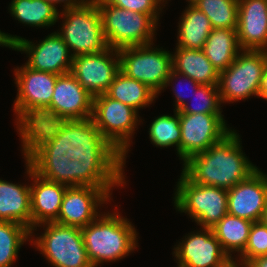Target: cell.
Returning <instances> with one entry per match:
<instances>
[{
  "label": "cell",
  "mask_w": 267,
  "mask_h": 267,
  "mask_svg": "<svg viewBox=\"0 0 267 267\" xmlns=\"http://www.w3.org/2000/svg\"><path fill=\"white\" fill-rule=\"evenodd\" d=\"M19 137L22 152H66L67 159L90 164L112 187L126 183L124 156L102 136L92 118L31 123Z\"/></svg>",
  "instance_id": "6da1fadb"
},
{
  "label": "cell",
  "mask_w": 267,
  "mask_h": 267,
  "mask_svg": "<svg viewBox=\"0 0 267 267\" xmlns=\"http://www.w3.org/2000/svg\"><path fill=\"white\" fill-rule=\"evenodd\" d=\"M239 134L233 129L206 151L183 162L182 172L194 183L230 189L258 167L243 153Z\"/></svg>",
  "instance_id": "7a4b0ae2"
},
{
  "label": "cell",
  "mask_w": 267,
  "mask_h": 267,
  "mask_svg": "<svg viewBox=\"0 0 267 267\" xmlns=\"http://www.w3.org/2000/svg\"><path fill=\"white\" fill-rule=\"evenodd\" d=\"M81 231L87 256L93 267L123 259L138 246L134 225L119 212H104L81 228Z\"/></svg>",
  "instance_id": "3957f363"
},
{
  "label": "cell",
  "mask_w": 267,
  "mask_h": 267,
  "mask_svg": "<svg viewBox=\"0 0 267 267\" xmlns=\"http://www.w3.org/2000/svg\"><path fill=\"white\" fill-rule=\"evenodd\" d=\"M101 12L108 47L120 49L153 43L158 22L149 14L122 9L106 0H94Z\"/></svg>",
  "instance_id": "277c9868"
},
{
  "label": "cell",
  "mask_w": 267,
  "mask_h": 267,
  "mask_svg": "<svg viewBox=\"0 0 267 267\" xmlns=\"http://www.w3.org/2000/svg\"><path fill=\"white\" fill-rule=\"evenodd\" d=\"M60 14L64 19L61 32L57 33L67 44L72 57L99 53L108 48L101 12L94 0L77 8L63 9Z\"/></svg>",
  "instance_id": "5b68a950"
},
{
  "label": "cell",
  "mask_w": 267,
  "mask_h": 267,
  "mask_svg": "<svg viewBox=\"0 0 267 267\" xmlns=\"http://www.w3.org/2000/svg\"><path fill=\"white\" fill-rule=\"evenodd\" d=\"M174 195L175 209L189 215L201 227L212 228L228 213L227 189L196 184L183 172Z\"/></svg>",
  "instance_id": "8992f818"
},
{
  "label": "cell",
  "mask_w": 267,
  "mask_h": 267,
  "mask_svg": "<svg viewBox=\"0 0 267 267\" xmlns=\"http://www.w3.org/2000/svg\"><path fill=\"white\" fill-rule=\"evenodd\" d=\"M267 66V51L242 49L234 62L219 73V93L222 103H233L255 95L260 98V87Z\"/></svg>",
  "instance_id": "52a82bcc"
},
{
  "label": "cell",
  "mask_w": 267,
  "mask_h": 267,
  "mask_svg": "<svg viewBox=\"0 0 267 267\" xmlns=\"http://www.w3.org/2000/svg\"><path fill=\"white\" fill-rule=\"evenodd\" d=\"M46 226L44 233L30 242L44 255L54 267H93L88 259L81 228L46 222L36 225ZM33 241V242H32Z\"/></svg>",
  "instance_id": "ba28073f"
},
{
  "label": "cell",
  "mask_w": 267,
  "mask_h": 267,
  "mask_svg": "<svg viewBox=\"0 0 267 267\" xmlns=\"http://www.w3.org/2000/svg\"><path fill=\"white\" fill-rule=\"evenodd\" d=\"M17 97L13 110L17 130L31 124L50 104L59 75L38 71L26 65L14 70Z\"/></svg>",
  "instance_id": "9c48e42d"
},
{
  "label": "cell",
  "mask_w": 267,
  "mask_h": 267,
  "mask_svg": "<svg viewBox=\"0 0 267 267\" xmlns=\"http://www.w3.org/2000/svg\"><path fill=\"white\" fill-rule=\"evenodd\" d=\"M33 171L47 180L71 186L113 188L90 164L67 159L66 152H23Z\"/></svg>",
  "instance_id": "30bf717a"
},
{
  "label": "cell",
  "mask_w": 267,
  "mask_h": 267,
  "mask_svg": "<svg viewBox=\"0 0 267 267\" xmlns=\"http://www.w3.org/2000/svg\"><path fill=\"white\" fill-rule=\"evenodd\" d=\"M91 118L102 136L124 156L125 165L130 140L142 120L138 111L104 93L93 97Z\"/></svg>",
  "instance_id": "8fae6325"
},
{
  "label": "cell",
  "mask_w": 267,
  "mask_h": 267,
  "mask_svg": "<svg viewBox=\"0 0 267 267\" xmlns=\"http://www.w3.org/2000/svg\"><path fill=\"white\" fill-rule=\"evenodd\" d=\"M154 43L118 49L120 71L147 85L157 95L164 90L172 66V53Z\"/></svg>",
  "instance_id": "7c38bea8"
},
{
  "label": "cell",
  "mask_w": 267,
  "mask_h": 267,
  "mask_svg": "<svg viewBox=\"0 0 267 267\" xmlns=\"http://www.w3.org/2000/svg\"><path fill=\"white\" fill-rule=\"evenodd\" d=\"M92 107L93 96L68 72L57 77L51 104L32 123L91 118Z\"/></svg>",
  "instance_id": "4fadbf2b"
},
{
  "label": "cell",
  "mask_w": 267,
  "mask_h": 267,
  "mask_svg": "<svg viewBox=\"0 0 267 267\" xmlns=\"http://www.w3.org/2000/svg\"><path fill=\"white\" fill-rule=\"evenodd\" d=\"M223 114H179L181 160L206 151L233 129L226 126Z\"/></svg>",
  "instance_id": "5bb4252c"
},
{
  "label": "cell",
  "mask_w": 267,
  "mask_h": 267,
  "mask_svg": "<svg viewBox=\"0 0 267 267\" xmlns=\"http://www.w3.org/2000/svg\"><path fill=\"white\" fill-rule=\"evenodd\" d=\"M119 71L118 49L73 57L71 73L93 97L104 94Z\"/></svg>",
  "instance_id": "9a60e30c"
},
{
  "label": "cell",
  "mask_w": 267,
  "mask_h": 267,
  "mask_svg": "<svg viewBox=\"0 0 267 267\" xmlns=\"http://www.w3.org/2000/svg\"><path fill=\"white\" fill-rule=\"evenodd\" d=\"M112 189L92 186L67 187L60 213L54 222L78 228L87 226L100 215L98 207L105 203L107 205V201H110Z\"/></svg>",
  "instance_id": "2e32d148"
},
{
  "label": "cell",
  "mask_w": 267,
  "mask_h": 267,
  "mask_svg": "<svg viewBox=\"0 0 267 267\" xmlns=\"http://www.w3.org/2000/svg\"><path fill=\"white\" fill-rule=\"evenodd\" d=\"M11 48L28 55L25 65L29 68L57 75L71 72L73 57L56 31L37 44L20 37Z\"/></svg>",
  "instance_id": "e0dca14e"
},
{
  "label": "cell",
  "mask_w": 267,
  "mask_h": 267,
  "mask_svg": "<svg viewBox=\"0 0 267 267\" xmlns=\"http://www.w3.org/2000/svg\"><path fill=\"white\" fill-rule=\"evenodd\" d=\"M187 235L173 249L177 267H224L232 260L211 228L202 227Z\"/></svg>",
  "instance_id": "ac0fdd59"
},
{
  "label": "cell",
  "mask_w": 267,
  "mask_h": 267,
  "mask_svg": "<svg viewBox=\"0 0 267 267\" xmlns=\"http://www.w3.org/2000/svg\"><path fill=\"white\" fill-rule=\"evenodd\" d=\"M228 191V214L252 222L261 221L267 203V175L258 168Z\"/></svg>",
  "instance_id": "d6986e66"
},
{
  "label": "cell",
  "mask_w": 267,
  "mask_h": 267,
  "mask_svg": "<svg viewBox=\"0 0 267 267\" xmlns=\"http://www.w3.org/2000/svg\"><path fill=\"white\" fill-rule=\"evenodd\" d=\"M26 162L27 176L33 181L30 184V203L32 229L39 224L54 222L60 213L61 203L68 186L47 180L36 174ZM33 179V180H32Z\"/></svg>",
  "instance_id": "ffe728a7"
},
{
  "label": "cell",
  "mask_w": 267,
  "mask_h": 267,
  "mask_svg": "<svg viewBox=\"0 0 267 267\" xmlns=\"http://www.w3.org/2000/svg\"><path fill=\"white\" fill-rule=\"evenodd\" d=\"M236 30L242 49L267 51V0H238Z\"/></svg>",
  "instance_id": "44dd1931"
},
{
  "label": "cell",
  "mask_w": 267,
  "mask_h": 267,
  "mask_svg": "<svg viewBox=\"0 0 267 267\" xmlns=\"http://www.w3.org/2000/svg\"><path fill=\"white\" fill-rule=\"evenodd\" d=\"M0 221L16 222L32 230L30 185L0 179Z\"/></svg>",
  "instance_id": "7402d4cb"
},
{
  "label": "cell",
  "mask_w": 267,
  "mask_h": 267,
  "mask_svg": "<svg viewBox=\"0 0 267 267\" xmlns=\"http://www.w3.org/2000/svg\"><path fill=\"white\" fill-rule=\"evenodd\" d=\"M172 54L173 70L190 77L201 85H218L219 72L202 50L175 47Z\"/></svg>",
  "instance_id": "603a6c76"
},
{
  "label": "cell",
  "mask_w": 267,
  "mask_h": 267,
  "mask_svg": "<svg viewBox=\"0 0 267 267\" xmlns=\"http://www.w3.org/2000/svg\"><path fill=\"white\" fill-rule=\"evenodd\" d=\"M241 50L237 30L227 28L212 29L202 49L219 73L234 62Z\"/></svg>",
  "instance_id": "cb8c5ba5"
},
{
  "label": "cell",
  "mask_w": 267,
  "mask_h": 267,
  "mask_svg": "<svg viewBox=\"0 0 267 267\" xmlns=\"http://www.w3.org/2000/svg\"><path fill=\"white\" fill-rule=\"evenodd\" d=\"M181 16L177 26V46L202 50L213 29L209 18L194 5H188Z\"/></svg>",
  "instance_id": "d4e9b609"
},
{
  "label": "cell",
  "mask_w": 267,
  "mask_h": 267,
  "mask_svg": "<svg viewBox=\"0 0 267 267\" xmlns=\"http://www.w3.org/2000/svg\"><path fill=\"white\" fill-rule=\"evenodd\" d=\"M105 94L114 100L131 106L136 111L149 106L158 97L147 85L128 77L121 71L117 73Z\"/></svg>",
  "instance_id": "484cf974"
},
{
  "label": "cell",
  "mask_w": 267,
  "mask_h": 267,
  "mask_svg": "<svg viewBox=\"0 0 267 267\" xmlns=\"http://www.w3.org/2000/svg\"><path fill=\"white\" fill-rule=\"evenodd\" d=\"M56 7L45 0H12L8 9L20 23L43 28L54 25L61 17Z\"/></svg>",
  "instance_id": "4316f807"
},
{
  "label": "cell",
  "mask_w": 267,
  "mask_h": 267,
  "mask_svg": "<svg viewBox=\"0 0 267 267\" xmlns=\"http://www.w3.org/2000/svg\"><path fill=\"white\" fill-rule=\"evenodd\" d=\"M252 221L226 214L211 229L223 250L232 257L231 252L241 253L247 244L248 236L252 227Z\"/></svg>",
  "instance_id": "83f0119b"
},
{
  "label": "cell",
  "mask_w": 267,
  "mask_h": 267,
  "mask_svg": "<svg viewBox=\"0 0 267 267\" xmlns=\"http://www.w3.org/2000/svg\"><path fill=\"white\" fill-rule=\"evenodd\" d=\"M31 230L16 222L0 221V267H11Z\"/></svg>",
  "instance_id": "f1b7e54d"
},
{
  "label": "cell",
  "mask_w": 267,
  "mask_h": 267,
  "mask_svg": "<svg viewBox=\"0 0 267 267\" xmlns=\"http://www.w3.org/2000/svg\"><path fill=\"white\" fill-rule=\"evenodd\" d=\"M148 132L151 143L162 148L174 145L181 158V129L178 111L174 110V116L164 114L155 118Z\"/></svg>",
  "instance_id": "f546056e"
},
{
  "label": "cell",
  "mask_w": 267,
  "mask_h": 267,
  "mask_svg": "<svg viewBox=\"0 0 267 267\" xmlns=\"http://www.w3.org/2000/svg\"><path fill=\"white\" fill-rule=\"evenodd\" d=\"M193 5L209 18L213 29H237L238 0H198Z\"/></svg>",
  "instance_id": "4dcf8cb0"
},
{
  "label": "cell",
  "mask_w": 267,
  "mask_h": 267,
  "mask_svg": "<svg viewBox=\"0 0 267 267\" xmlns=\"http://www.w3.org/2000/svg\"><path fill=\"white\" fill-rule=\"evenodd\" d=\"M195 104L188 102L178 111L179 114H222L218 85H200L196 92Z\"/></svg>",
  "instance_id": "1f68e13d"
},
{
  "label": "cell",
  "mask_w": 267,
  "mask_h": 267,
  "mask_svg": "<svg viewBox=\"0 0 267 267\" xmlns=\"http://www.w3.org/2000/svg\"><path fill=\"white\" fill-rule=\"evenodd\" d=\"M267 255V225L262 221L252 223L245 249L240 253L238 262L247 265L251 260Z\"/></svg>",
  "instance_id": "d6a6232c"
},
{
  "label": "cell",
  "mask_w": 267,
  "mask_h": 267,
  "mask_svg": "<svg viewBox=\"0 0 267 267\" xmlns=\"http://www.w3.org/2000/svg\"><path fill=\"white\" fill-rule=\"evenodd\" d=\"M116 7L151 15L157 22L165 0H106ZM163 4V5H162ZM161 5V6H160ZM161 10V11H160Z\"/></svg>",
  "instance_id": "836d02e7"
},
{
  "label": "cell",
  "mask_w": 267,
  "mask_h": 267,
  "mask_svg": "<svg viewBox=\"0 0 267 267\" xmlns=\"http://www.w3.org/2000/svg\"><path fill=\"white\" fill-rule=\"evenodd\" d=\"M181 77L182 78L184 77L185 81L187 80L190 83L191 87L193 86L192 87L193 89L192 88L191 89L194 91V93L196 92L197 88L201 85V84L197 83L196 81H194L193 79H191L190 77L182 75V74H180V73H178L172 69L168 79L166 80L164 89H165V87L167 88V86H169L170 83L174 82L173 80H175V82H176V79L177 78L180 79ZM178 83L176 84L177 87L173 89L174 95H175V101L174 102H176L175 103V109H174L175 111H179L187 103L186 99L184 98V96L186 94L185 95L182 94L183 91H181V89H179ZM177 89H179V90H177Z\"/></svg>",
  "instance_id": "e575fe53"
},
{
  "label": "cell",
  "mask_w": 267,
  "mask_h": 267,
  "mask_svg": "<svg viewBox=\"0 0 267 267\" xmlns=\"http://www.w3.org/2000/svg\"><path fill=\"white\" fill-rule=\"evenodd\" d=\"M45 1L52 3L54 6H56V4L64 3L63 9H70L83 6L90 0H45Z\"/></svg>",
  "instance_id": "d590c367"
},
{
  "label": "cell",
  "mask_w": 267,
  "mask_h": 267,
  "mask_svg": "<svg viewBox=\"0 0 267 267\" xmlns=\"http://www.w3.org/2000/svg\"><path fill=\"white\" fill-rule=\"evenodd\" d=\"M19 36L10 35L0 31V46L11 48V46L19 39Z\"/></svg>",
  "instance_id": "8d00e7d4"
},
{
  "label": "cell",
  "mask_w": 267,
  "mask_h": 267,
  "mask_svg": "<svg viewBox=\"0 0 267 267\" xmlns=\"http://www.w3.org/2000/svg\"><path fill=\"white\" fill-rule=\"evenodd\" d=\"M247 267H267V255L266 256H260L253 260H251Z\"/></svg>",
  "instance_id": "74e56055"
},
{
  "label": "cell",
  "mask_w": 267,
  "mask_h": 267,
  "mask_svg": "<svg viewBox=\"0 0 267 267\" xmlns=\"http://www.w3.org/2000/svg\"><path fill=\"white\" fill-rule=\"evenodd\" d=\"M260 97L262 99L267 100V66L265 68L262 82H261V87H260Z\"/></svg>",
  "instance_id": "f35d334b"
},
{
  "label": "cell",
  "mask_w": 267,
  "mask_h": 267,
  "mask_svg": "<svg viewBox=\"0 0 267 267\" xmlns=\"http://www.w3.org/2000/svg\"><path fill=\"white\" fill-rule=\"evenodd\" d=\"M224 267H247V265L238 262L237 259L234 261V259H232L227 265H225Z\"/></svg>",
  "instance_id": "ab89813d"
},
{
  "label": "cell",
  "mask_w": 267,
  "mask_h": 267,
  "mask_svg": "<svg viewBox=\"0 0 267 267\" xmlns=\"http://www.w3.org/2000/svg\"><path fill=\"white\" fill-rule=\"evenodd\" d=\"M261 221L267 225V203Z\"/></svg>",
  "instance_id": "60d3db41"
},
{
  "label": "cell",
  "mask_w": 267,
  "mask_h": 267,
  "mask_svg": "<svg viewBox=\"0 0 267 267\" xmlns=\"http://www.w3.org/2000/svg\"><path fill=\"white\" fill-rule=\"evenodd\" d=\"M167 2V0H165ZM189 5H193L194 3H196L198 0H187Z\"/></svg>",
  "instance_id": "b9f144b4"
}]
</instances>
